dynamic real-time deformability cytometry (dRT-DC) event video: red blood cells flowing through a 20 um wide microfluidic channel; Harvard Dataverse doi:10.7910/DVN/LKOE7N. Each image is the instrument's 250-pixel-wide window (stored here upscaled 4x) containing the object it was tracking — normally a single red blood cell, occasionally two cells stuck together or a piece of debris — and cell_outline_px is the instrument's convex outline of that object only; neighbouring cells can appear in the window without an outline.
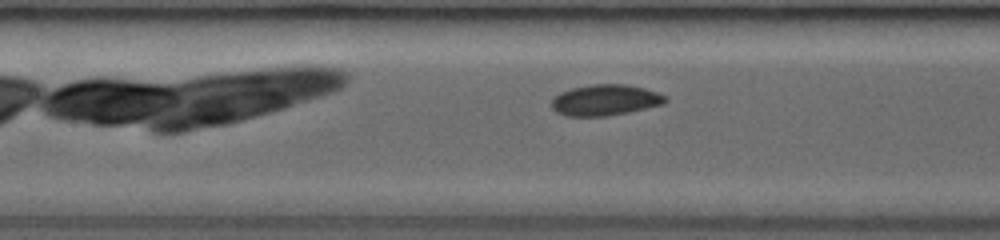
{"species": "common noctule bat (a hibernating species)", "species_latin": "Nyctalus noctula", "temperature_condition": "room temperature", "stored_images_in_passage": 18, "camera_frame_rate_fps": 3000, "um_per_image_px": 0.085, "animal": {"sex": "female", "body_mass_g": 19.0, "forearm_length_mm": 53.3}, "frame": {"image": 1, "passage_image": 8, "time_ms": 3.333, "image_size_px": [1000, 240], "cell_outline_px": [[668, 100], [664, 104], [628, 112], [608, 116], [564, 116], [556, 112], [552, 108], [552, 100], [560, 92], [572, 88], [592, 84], [624, 84], [644, 88], [656, 92], [664, 96]], "centroid_in_image_um": [51.43, 8.51], "position_along_channel_um": 156.0, "area_um2": 20.46}}
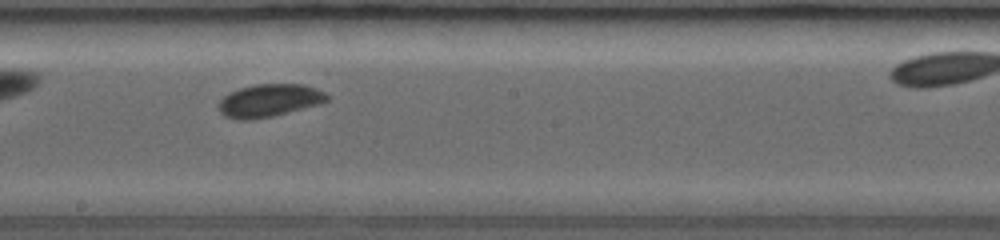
{"frame": {"image": 2, "passage_image": 11, "time_ms": 5.0, "image_size_px": [1000, 240], "cell_outline_px": [[328, 100], [320, 104], [272, 116], [252, 120], [240, 120], [224, 116], [216, 108], [220, 100], [228, 92], [240, 88], [256, 84], [304, 84], [316, 88], [324, 92], [328, 96]], "centroid_in_image_um": [22.85, 8.54], "position_along_channel_um": 225.4, "area_um2": 20.81}}